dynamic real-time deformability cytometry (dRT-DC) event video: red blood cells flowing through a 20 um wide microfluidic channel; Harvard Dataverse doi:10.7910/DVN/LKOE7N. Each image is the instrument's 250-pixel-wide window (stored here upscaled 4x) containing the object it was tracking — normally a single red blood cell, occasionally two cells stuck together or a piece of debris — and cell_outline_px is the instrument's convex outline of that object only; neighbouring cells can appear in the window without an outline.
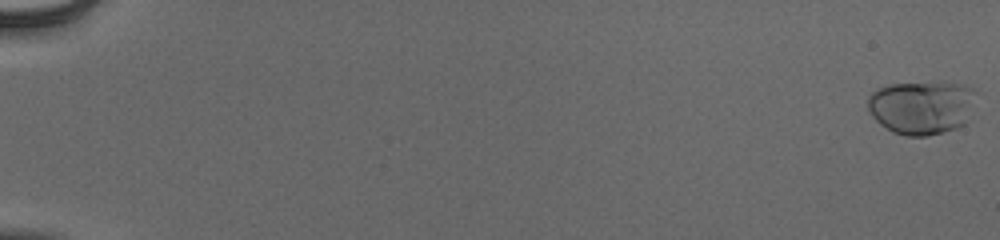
{"species": "human", "species_latin": "Homo sapiens", "temperature_condition": "cold", "stored_images_in_passage": 24, "camera_frame_rate_fps": 3000, "um_per_image_px": 0.085, "donor": {"sex": "male"}, "frame": {"image": 1, "passage_image": 1, "time_ms": 0.0, "image_size_px": [1000, 240], "cell_outline_px": [[976, 92], [964, 124], [956, 128], [944, 132], [928, 136], [904, 136], [892, 132], [880, 124], [872, 116], [868, 108], [868, 96], [872, 92], [880, 88], [892, 84], [940, 80], [960, 84]], "centroid_in_image_um": [78.3, 9.1], "position_along_channel_um": 6.7, "area_um2": 34.04}}
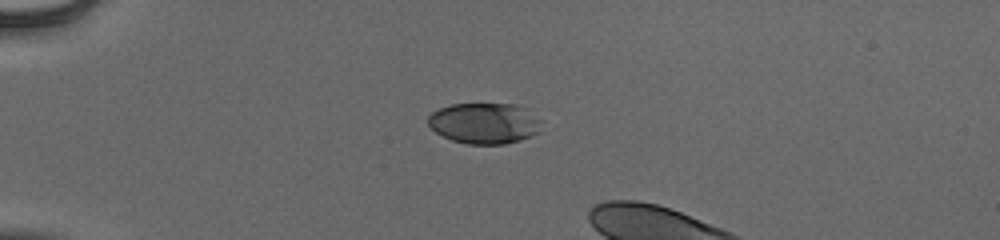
{"frame": {"image": 2, "passage_image": 17, "time_ms": 5.333, "image_size_px": [1000, 240], "cell_outline_px": [[544, 120], [536, 132], [520, 140], [504, 144], [464, 144], [452, 140], [436, 132], [428, 124], [428, 116], [432, 112], [440, 108], [452, 104], [516, 104], [528, 108]], "centroid_in_image_um": [41.21, 10.46], "position_along_channel_um": 43.8, "area_um2": 27.17}}
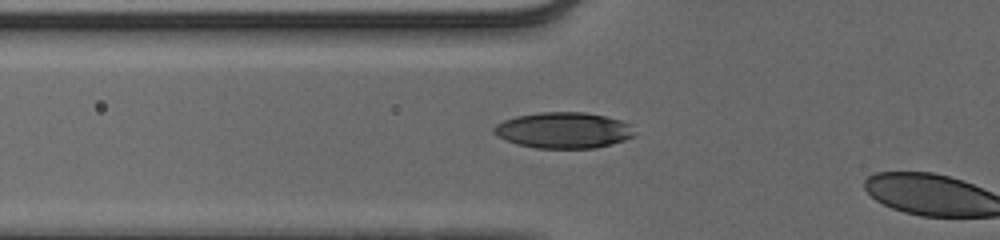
{"frame": {"image": 3, "passage_image": 23, "time_ms": 7.333, "image_size_px": [1000, 240], "cell_outline_px": [[632, 136], [624, 140], [612, 144], [596, 148], [536, 148], [516, 144], [496, 136], [492, 132], [492, 128], [496, 124], [504, 120], [516, 116], [540, 112], [584, 112], [604, 116], [620, 120], [628, 124], [632, 132]], "centroid_in_image_um": [47.82, 11.07], "position_along_channel_um": 78.0, "area_um2": 29.36}}